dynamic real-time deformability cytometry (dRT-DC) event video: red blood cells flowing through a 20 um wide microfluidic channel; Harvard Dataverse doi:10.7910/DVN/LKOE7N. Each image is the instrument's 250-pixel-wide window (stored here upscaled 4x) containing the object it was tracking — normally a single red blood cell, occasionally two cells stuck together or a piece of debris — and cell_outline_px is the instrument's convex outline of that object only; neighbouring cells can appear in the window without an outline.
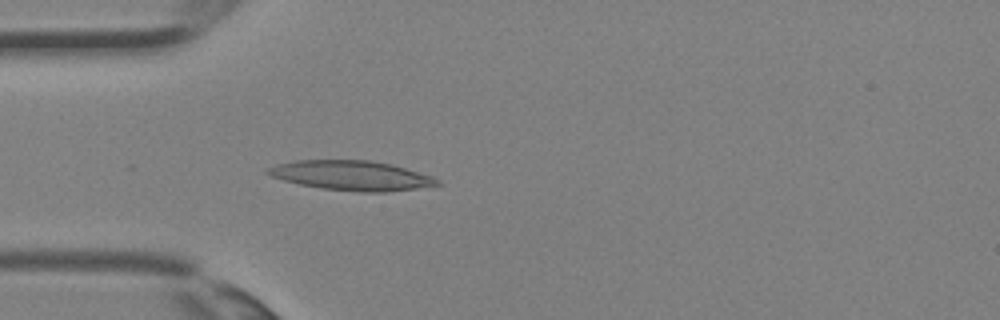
{"species": "Egyptian fruit bat (a non-hibernating species)", "species_latin": "Rousettus aegyptiacus", "temperature_condition": "room temperature", "stored_images_in_passage": 30, "camera_frame_rate_fps": 3000, "um_per_image_px": 0.085, "animal": {"sex": "female"}, "frame": {"image": 1, "passage_image": 5, "time_ms": 1.333, "image_size_px": [1000, 320], "cell_outline_px": [[444, 184], [388, 192], [364, 192], [320, 188], [300, 184], [284, 180], [272, 176], [264, 172], [264, 168], [276, 164], [296, 160], [372, 160], [392, 164], [432, 176], [440, 180]], "centroid_in_image_um": [29.87, 14.91], "position_along_channel_um": 55.1, "area_um2": 29.42}}
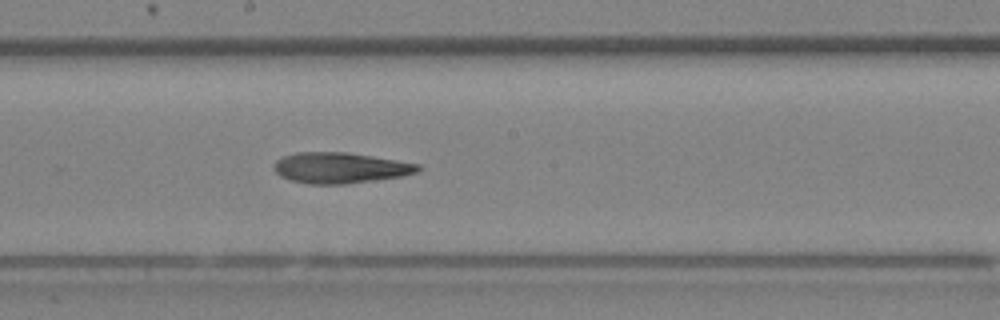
{"frame": {"image": 2, "passage_image": 14, "time_ms": 4.333, "image_size_px": [1000, 320], "cell_outline_px": [[424, 168], [420, 172], [400, 176], [344, 184], [308, 184], [292, 180], [280, 176], [272, 168], [276, 160], [284, 156], [296, 152], [348, 152], [420, 164]], "centroid_in_image_um": [28.92, 14.26], "position_along_channel_um": 219.3, "area_um2": 25.84}}
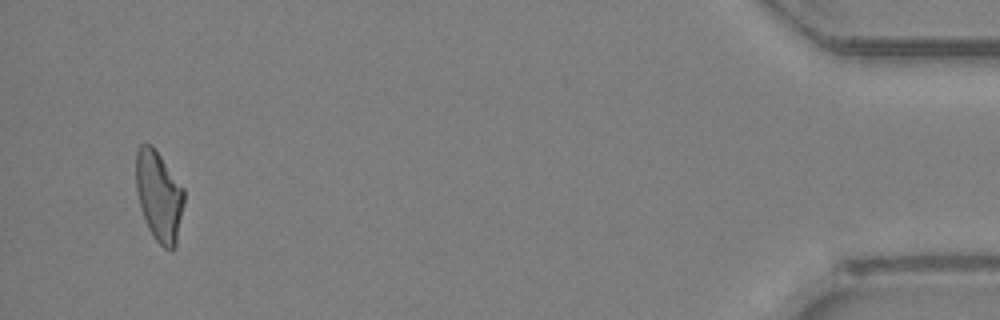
{"frame": {"image": 3, "passage_image": 29, "time_ms": 9.333, "image_size_px": [1000, 320], "cell_outline_px": [[184, 204], [176, 244], [172, 252], [164, 248], [152, 236], [148, 228], [140, 208], [136, 188], [136, 152], [140, 144], [152, 144], [184, 188]], "centroid_in_image_um": [13.51, 16.67], "position_along_channel_um": 421.7, "area_um2": 25.43}}